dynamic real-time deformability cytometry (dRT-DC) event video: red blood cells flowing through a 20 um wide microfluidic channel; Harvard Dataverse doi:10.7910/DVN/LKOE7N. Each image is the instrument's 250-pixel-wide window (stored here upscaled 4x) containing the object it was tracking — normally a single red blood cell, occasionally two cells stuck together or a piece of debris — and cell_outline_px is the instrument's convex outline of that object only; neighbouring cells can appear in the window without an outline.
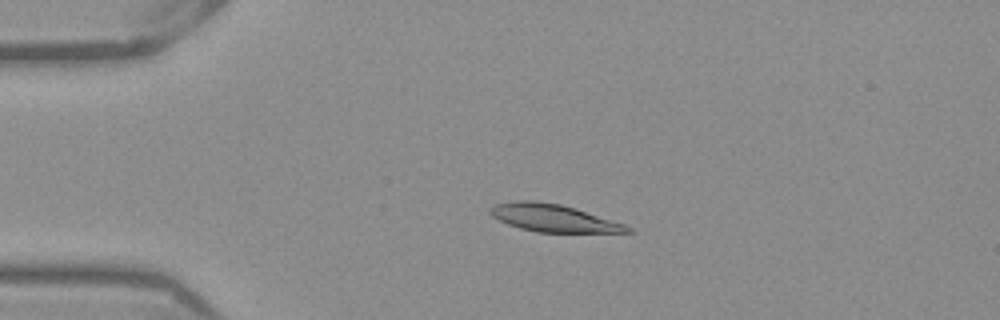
{"species": "Egyptian fruit bat (a non-hibernating species)", "species_latin": "Rousettus aegyptiacus", "temperature_condition": "warm", "stored_images_in_passage": 52, "camera_frame_rate_fps": 3000, "um_per_image_px": 0.085, "frame": {"image": 1, "passage_image": 12, "time_ms": 3.667, "image_size_px": [1000, 320], "cell_outline_px": [[636, 232], [536, 232], [520, 228], [508, 224], [492, 216], [488, 212], [488, 208], [496, 204], [520, 200], [532, 200], [560, 204], [576, 208], [624, 224], [632, 228]], "centroid_in_image_um": [47.02, 18.53], "position_along_channel_um": 38.0, "area_um2": 21.85}}
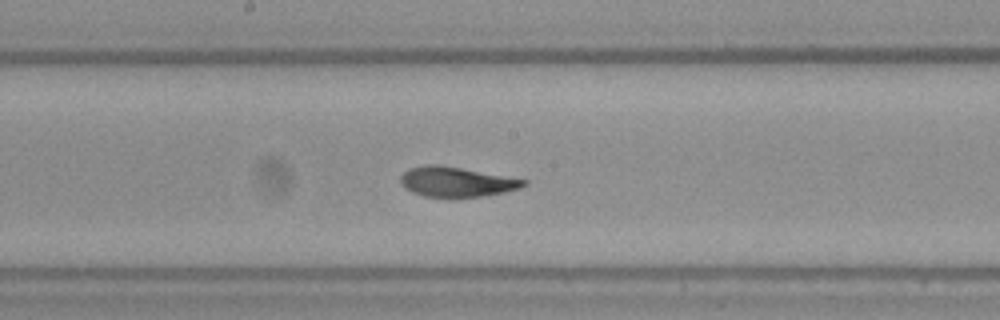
{"frame": {"image": 2, "passage_image": 28, "time_ms": 9.0, "image_size_px": [1000, 320], "cell_outline_px": [[528, 184], [520, 188], [504, 192], [480, 196], [424, 196], [412, 192], [400, 184], [400, 176], [408, 168], [424, 164], [436, 164], [460, 168], [528, 180]], "centroid_in_image_um": [38.77, 15.44], "position_along_channel_um": 209.4, "area_um2": 21.15}}
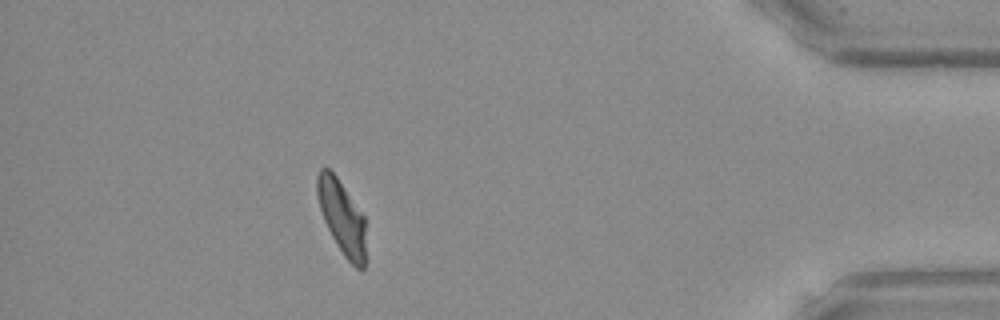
{"frame": {"image": 3, "passage_image": 47, "time_ms": 15.333, "image_size_px": [1000, 320], "cell_outline_px": [[368, 260], [364, 268], [356, 268], [344, 256], [336, 244], [324, 220], [316, 196], [316, 176], [320, 168], [328, 168], [336, 176], [364, 216]], "centroid_in_image_um": [29.09, 18.52], "position_along_channel_um": 406.1, "area_um2": 21.27}, "authors_computed_cell_mechanics": {"area_um2": 22.1374, "velocity_mm_per_s": 3.8781, "shape_relaxation_time_tau1_ms": 5.1318, "shape_relaxation_time_tau2_ms": 1.2154, "deformation_change_tau1": 0.1908, "deformation_change_tau2": 0.0694}}